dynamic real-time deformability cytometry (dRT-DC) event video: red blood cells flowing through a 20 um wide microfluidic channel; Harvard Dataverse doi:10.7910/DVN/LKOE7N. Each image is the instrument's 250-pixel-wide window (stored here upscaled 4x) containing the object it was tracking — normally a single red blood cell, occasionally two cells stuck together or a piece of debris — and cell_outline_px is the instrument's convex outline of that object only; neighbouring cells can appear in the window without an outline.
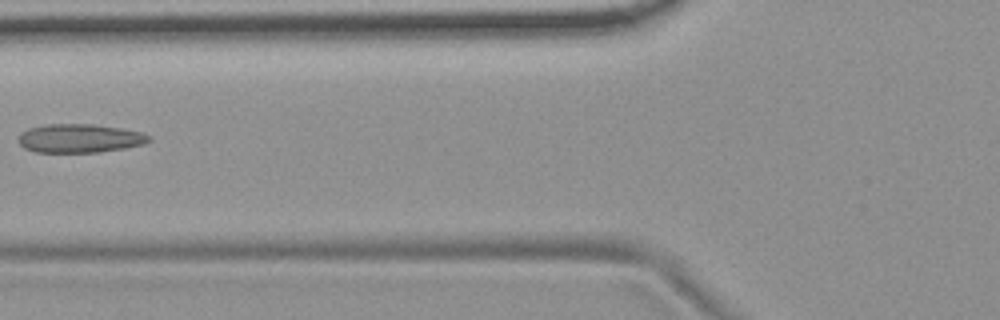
{"species": "common noctule bat (a hibernating species)", "species_latin": "Nyctalus noctula", "temperature_condition": "room temperature", "stored_images_in_passage": 7, "camera_frame_rate_fps": 3000, "um_per_image_px": 0.085, "animal": {"sex": "female", "body_mass_g": 19.9}, "frame": {"image": 1, "passage_image": 6, "time_ms": 5.667, "image_size_px": [1000, 320], "cell_outline_px": [[152, 140], [144, 144], [124, 148], [100, 152], [36, 152], [24, 148], [16, 140], [20, 132], [28, 128], [44, 124], [92, 124], [120, 128], [144, 132], [152, 136]], "centroid_in_image_um": [6.77, 11.75], "position_along_channel_um": 119.0, "area_um2": 22.14}}
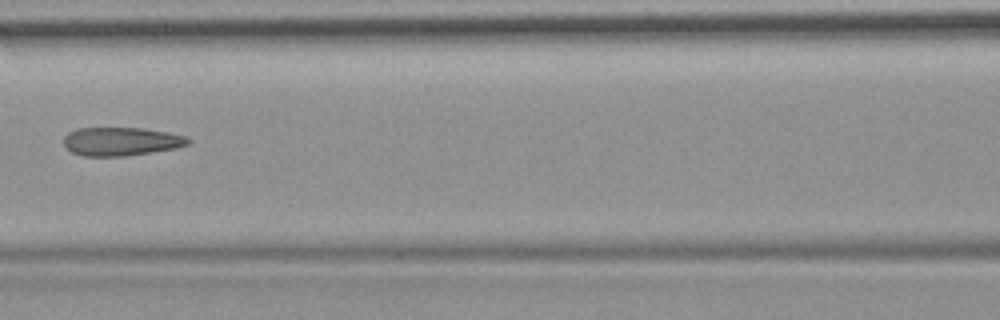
{"frame": {"image": 2, "passage_image": 7, "time_ms": 6.667, "image_size_px": [1000, 320], "cell_outline_px": [[192, 140], [188, 144], [176, 148], [124, 156], [84, 156], [72, 152], [64, 144], [64, 136], [68, 132], [80, 128], [144, 128], [168, 132], [184, 136]], "centroid_in_image_um": [10.3, 12.02], "position_along_channel_um": 156.3, "area_um2": 20.52}}